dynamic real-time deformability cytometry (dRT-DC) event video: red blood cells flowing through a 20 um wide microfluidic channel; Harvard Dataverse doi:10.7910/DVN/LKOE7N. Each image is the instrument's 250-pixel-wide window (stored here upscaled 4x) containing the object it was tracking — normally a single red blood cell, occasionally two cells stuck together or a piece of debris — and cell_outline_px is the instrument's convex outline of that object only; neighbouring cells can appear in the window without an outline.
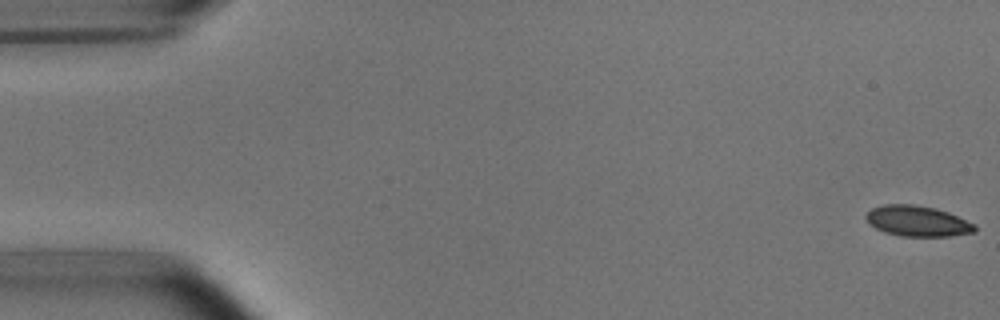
{"species": "common noctule bat (a hibernating species)", "species_latin": "Nyctalus noctula", "temperature_condition": "room temperature", "stored_images_in_passage": 15, "camera_frame_rate_fps": 3000, "um_per_image_px": 0.085, "animal": {"sex": "male", "body_mass_g": 15.6}, "frame": {"image": 1, "passage_image": 1, "time_ms": 0.0, "image_size_px": [1000, 320], "cell_outline_px": [[976, 232], [948, 236], [900, 236], [884, 232], [868, 224], [864, 216], [872, 208], [884, 204], [912, 204], [936, 208], [948, 212], [976, 224]], "centroid_in_image_um": [77.97, 18.79], "position_along_channel_um": 7.0, "area_um2": 19.54}}
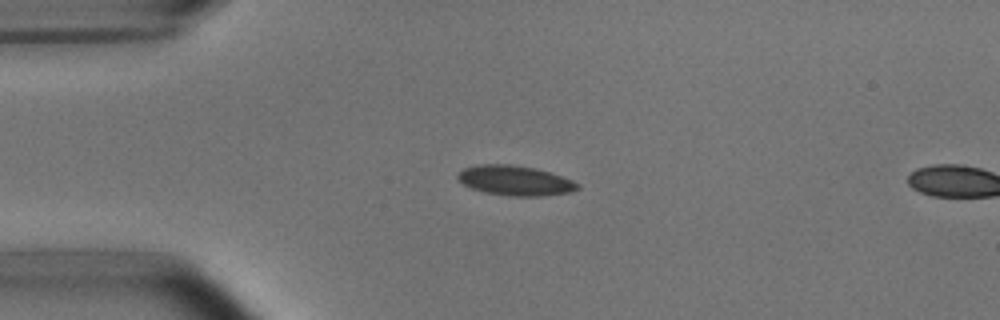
{"frame": {"image": 2, "passage_image": 13, "time_ms": 4.0, "image_size_px": [1000, 320], "cell_outline_px": [[580, 188], [572, 192], [544, 196], [512, 196], [484, 192], [472, 188], [464, 184], [456, 176], [464, 168], [476, 164], [512, 164], [536, 168], [572, 180], [580, 184]], "centroid_in_image_um": [43.8, 15.34], "position_along_channel_um": 41.2, "area_um2": 20.87}}